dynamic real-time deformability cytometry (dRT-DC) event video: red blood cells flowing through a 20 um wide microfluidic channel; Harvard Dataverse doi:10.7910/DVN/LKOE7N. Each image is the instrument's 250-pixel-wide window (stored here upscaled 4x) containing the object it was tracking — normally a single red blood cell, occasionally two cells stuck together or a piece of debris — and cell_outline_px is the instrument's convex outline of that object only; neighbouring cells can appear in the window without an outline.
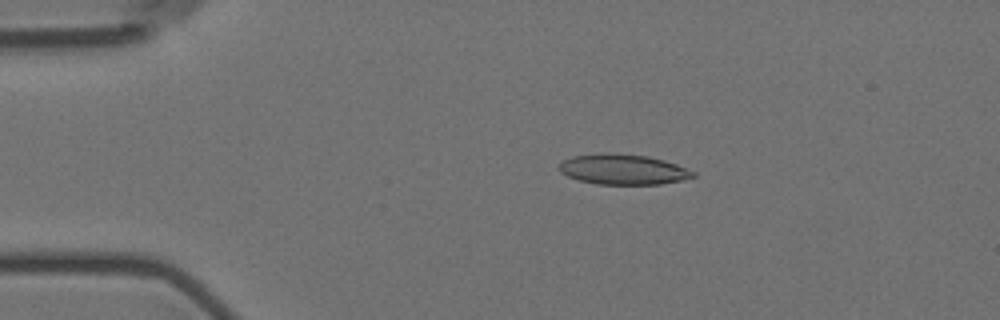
{"species": "Egyptian fruit bat (a non-hibernating species)", "species_latin": "Rousettus aegyptiacus", "temperature_condition": "room temperature", "stored_images_in_passage": 52, "camera_frame_rate_fps": 3000, "um_per_image_px": 0.085, "animal": {"sex": "female"}, "frame": {"image": 1, "passage_image": 7, "time_ms": 2.0, "image_size_px": [1000, 320], "cell_outline_px": [[696, 176], [680, 180], [660, 184], [596, 184], [580, 180], [568, 176], [560, 172], [560, 164], [564, 160], [572, 156], [604, 152], [612, 152], [648, 156], [664, 160], [676, 164], [696, 172]], "centroid_in_image_um": [52.96, 14.38], "position_along_channel_um": 32.0, "area_um2": 23.64}}
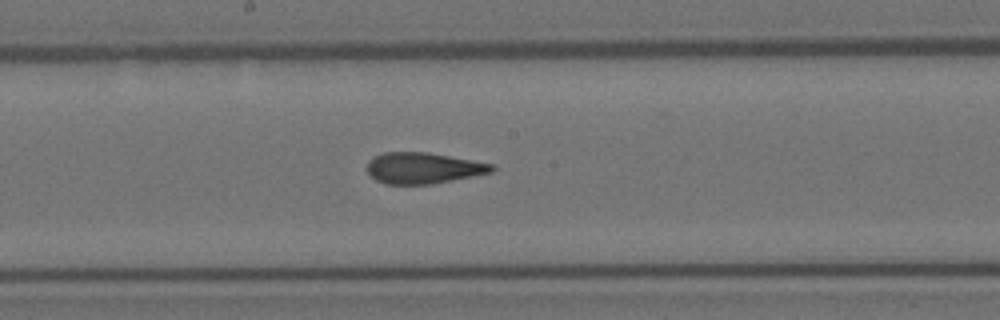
{"frame": {"image": 2, "passage_image": 26, "time_ms": 8.333, "image_size_px": [1000, 320], "cell_outline_px": [[496, 168], [492, 172], [432, 184], [384, 184], [376, 180], [368, 172], [368, 160], [372, 156], [384, 152], [428, 152], [492, 164]], "centroid_in_image_um": [35.94, 14.28], "position_along_channel_um": 212.3, "area_um2": 22.48}}
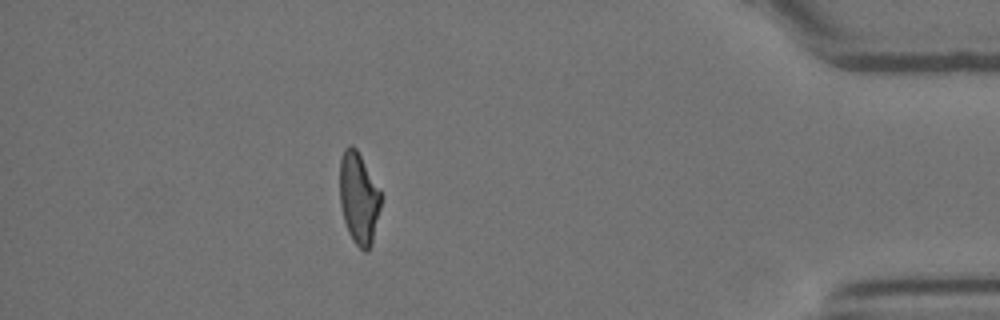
{"frame": {"image": 3, "passage_image": 46, "time_ms": 15.0, "image_size_px": [1000, 320], "cell_outline_px": [[380, 208], [372, 244], [368, 252], [364, 252], [352, 240], [348, 232], [344, 220], [340, 204], [340, 160], [344, 148], [348, 144], [352, 144], [356, 148], [380, 192]], "centroid_in_image_um": [30.47, 16.87], "position_along_channel_um": 404.7, "area_um2": 21.79}, "authors_computed_cell_mechanics": {"area_um2": 23.2356, "velocity_mm_per_s": 3.5849, "shape_relaxation_time_tau1_ms": null, "shape_relaxation_time_tau2_ms": 2.2374, "deformation_change_tau1": null, "deformation_change_tau2": 0.104}}